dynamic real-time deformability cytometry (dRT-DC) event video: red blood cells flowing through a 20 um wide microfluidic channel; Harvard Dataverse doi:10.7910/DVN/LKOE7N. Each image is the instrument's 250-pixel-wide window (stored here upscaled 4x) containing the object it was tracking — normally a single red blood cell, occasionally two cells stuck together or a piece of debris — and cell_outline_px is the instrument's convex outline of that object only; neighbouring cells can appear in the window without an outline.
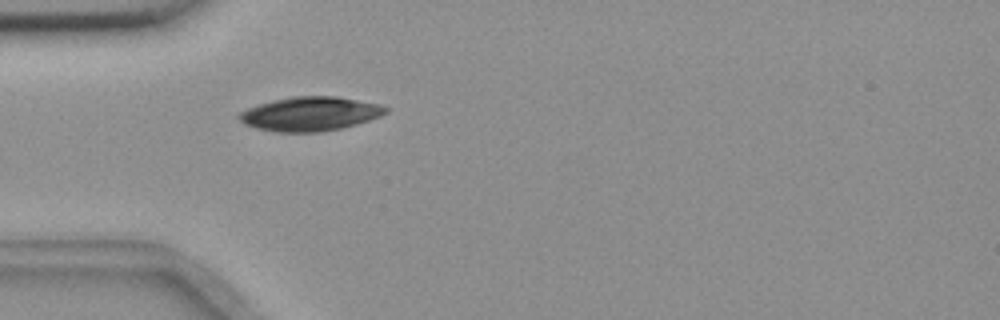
{"species": "common noctule bat (a hibernating species)", "species_latin": "Nyctalus noctula", "temperature_condition": "room temperature", "stored_images_in_passage": 5, "camera_frame_rate_fps": 3000, "um_per_image_px": 0.085, "animal": {"sex": "female", "body_mass_g": 18.4}, "frame": {"image": 1, "passage_image": 5, "time_ms": 1.333, "image_size_px": [1000, 320], "cell_outline_px": [[388, 112], [380, 116], [356, 124], [340, 128], [320, 132], [276, 132], [256, 128], [244, 124], [236, 116], [240, 112], [248, 108], [272, 100], [292, 96], [336, 96], [380, 104], [388, 108]], "centroid_in_image_um": [26.34, 9.67], "position_along_channel_um": 58.7, "area_um2": 29.07}}